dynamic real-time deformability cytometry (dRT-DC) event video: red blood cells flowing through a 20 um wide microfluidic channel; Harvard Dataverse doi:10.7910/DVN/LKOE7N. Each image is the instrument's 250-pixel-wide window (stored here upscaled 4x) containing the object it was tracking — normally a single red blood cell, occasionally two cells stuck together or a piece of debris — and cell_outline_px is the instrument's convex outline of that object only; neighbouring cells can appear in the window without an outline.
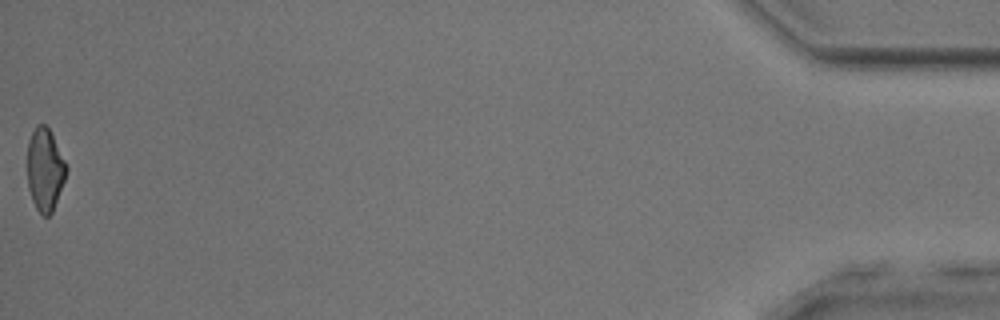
{"species": "common noctule bat (a hibernating species)", "species_latin": "Nyctalus noctula", "temperature_condition": "room temperature", "stored_images_in_passage": 52, "camera_frame_rate_fps": 3000, "um_per_image_px": 0.085, "animal": {"sex": "male", "body_mass_g": 17.9, "forearm_length_mm": 54.2}, "frame": {"image": 1, "passage_image": 52, "time_ms": 17.0, "image_size_px": [1000, 320], "cell_outline_px": [[68, 168], [64, 180], [52, 212], [48, 216], [44, 216], [36, 208], [32, 200], [28, 188], [28, 140], [36, 124], [44, 124], [48, 128]], "centroid_in_image_um": [3.8, 14.41], "position_along_channel_um": 431.4, "area_um2": 18.38}, "authors_computed_cell_mechanics": {"area_um2": 20.808, "velocity_mm_per_s": 3.9935, "shape_relaxation_time_tau1_ms": 4.7374, "shape_relaxation_time_tau2_ms": 2.3901, "deformation_change_tau1": 0.1174, "deformation_change_tau2": 0.1179}}